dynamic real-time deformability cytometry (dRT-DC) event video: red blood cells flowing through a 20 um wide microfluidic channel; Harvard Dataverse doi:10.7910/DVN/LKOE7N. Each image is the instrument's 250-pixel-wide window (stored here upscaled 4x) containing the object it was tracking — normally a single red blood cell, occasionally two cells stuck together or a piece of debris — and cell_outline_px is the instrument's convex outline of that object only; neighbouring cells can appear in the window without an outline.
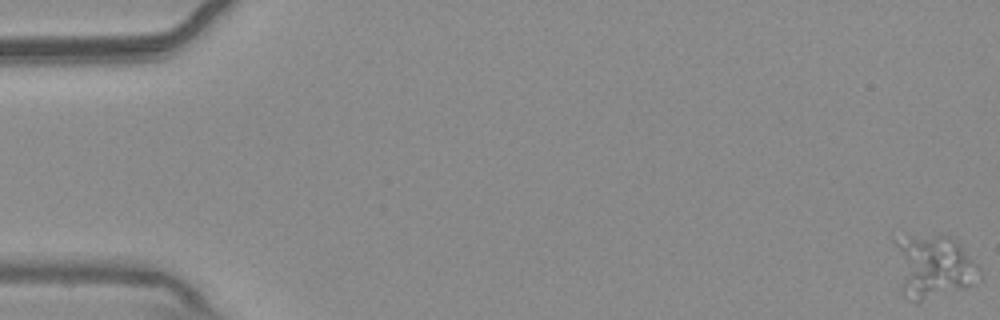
{"species": "common noctule bat (a hibernating species)", "species_latin": "Nyctalus noctula", "temperature_condition": "warm", "stored_images_in_passage": 17, "camera_frame_rate_fps": 3000, "um_per_image_px": 0.085, "animal": {"sex": "male", "body_mass_g": 20.4}, "frame": {"image": 1, "passage_image": 1, "time_ms": 0.0, "image_size_px": [1000, 320], "cell_outline_px": [[980, 280], [964, 288], [916, 304], [908, 300], [904, 296], [892, 240], [932, 236], [948, 236], [956, 240], [960, 244], [980, 268]], "centroid_in_image_um": [79.35, 22.71], "position_along_channel_um": 5.7, "area_um2": 30.98}}
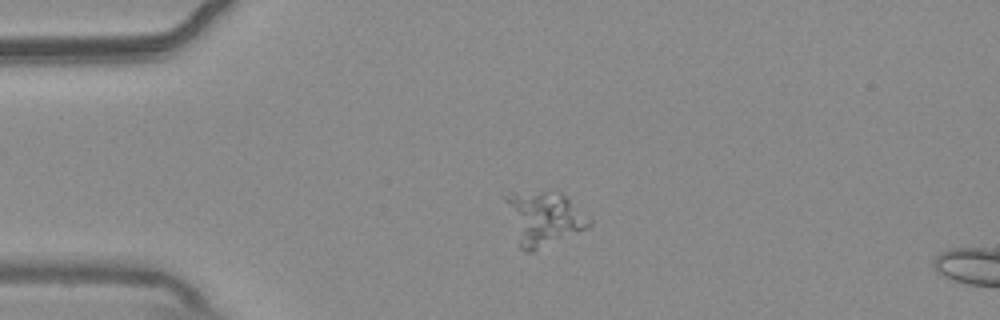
{"frame": {"image": 2, "passage_image": 14, "time_ms": 4.333, "image_size_px": [1000, 320], "cell_outline_px": [[592, 224], [588, 228], [532, 252], [524, 252], [520, 248], [504, 200], [504, 196], [512, 192], [560, 192], [592, 220]], "centroid_in_image_um": [46.21, 18.57], "position_along_channel_um": 38.8, "area_um2": 25.89}}